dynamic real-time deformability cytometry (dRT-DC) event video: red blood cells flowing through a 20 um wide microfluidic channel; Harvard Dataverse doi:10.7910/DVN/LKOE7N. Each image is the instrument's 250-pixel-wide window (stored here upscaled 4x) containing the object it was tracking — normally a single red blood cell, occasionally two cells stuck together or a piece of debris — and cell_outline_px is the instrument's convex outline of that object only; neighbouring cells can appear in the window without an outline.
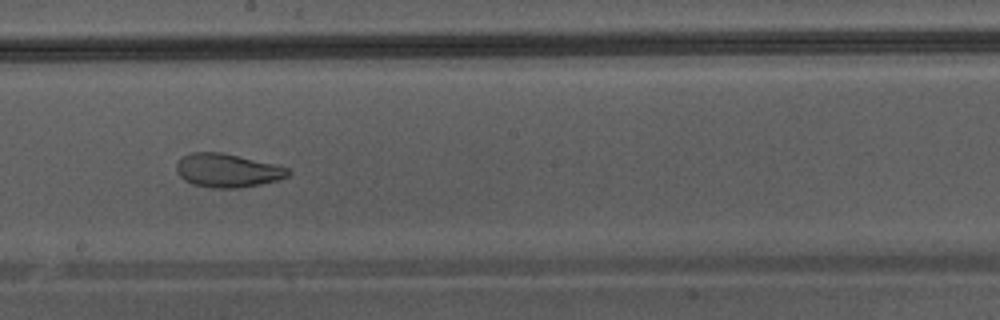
{"species": "Egyptian fruit bat (a non-hibernating species)", "species_latin": "Rousettus aegyptiacus", "temperature_condition": "warm", "stored_images_in_passage": 48, "camera_frame_rate_fps": 3000, "um_per_image_px": 0.085, "animal": {"sex": "male"}, "frame": {"image": 1, "passage_image": 28, "time_ms": 9.0, "image_size_px": [1000, 320], "cell_outline_px": [[292, 172], [288, 176], [276, 180], [260, 184], [240, 188], [212, 188], [192, 184], [184, 180], [176, 172], [176, 164], [184, 156], [192, 152], [220, 152], [272, 164], [288, 168]], "centroid_in_image_um": [19.3, 14.5], "position_along_channel_um": 228.9, "area_um2": 21.62}}